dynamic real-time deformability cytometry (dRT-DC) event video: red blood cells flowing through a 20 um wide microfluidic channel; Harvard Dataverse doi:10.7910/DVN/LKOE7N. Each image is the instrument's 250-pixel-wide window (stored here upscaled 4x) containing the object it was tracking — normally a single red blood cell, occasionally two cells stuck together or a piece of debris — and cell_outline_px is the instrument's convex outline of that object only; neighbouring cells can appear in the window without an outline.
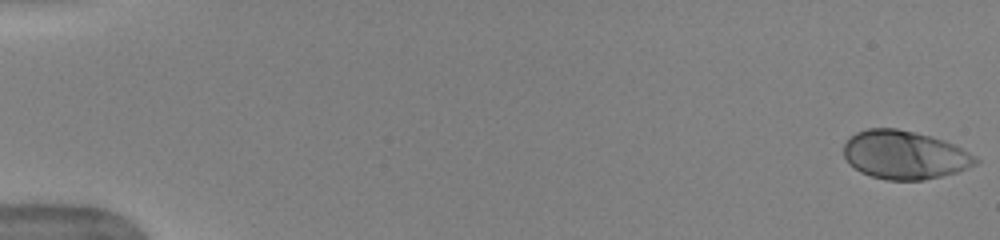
{"species": "human", "species_latin": "Homo sapiens", "temperature_condition": "warm", "stored_images_in_passage": 52, "camera_frame_rate_fps": 3000, "um_per_image_px": 0.085, "donor": {"sex": "female"}, "frame": {"image": 1, "passage_image": 1, "time_ms": 0.0, "image_size_px": [1000, 240], "cell_outline_px": [[980, 160], [976, 164], [968, 168], [956, 172], [924, 180], [888, 180], [872, 176], [860, 172], [848, 164], [844, 156], [844, 144], [856, 132], [868, 128], [896, 128], [944, 140], [976, 156]], "centroid_in_image_um": [76.87, 13.18], "position_along_channel_um": 8.1, "area_um2": 36.99}}
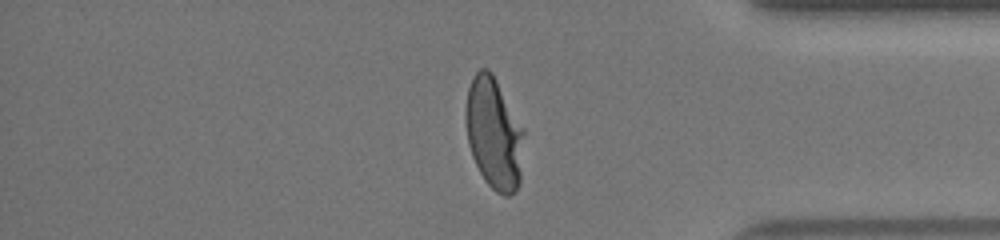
{"frame": {"image": 2, "passage_image": 44, "time_ms": 14.333, "image_size_px": [1000, 240], "cell_outline_px": [[524, 132], [520, 184], [516, 192], [508, 196], [504, 196], [496, 192], [484, 180], [472, 156], [468, 144], [464, 116], [468, 88], [472, 76], [480, 68], [488, 68], [492, 72], [524, 128]], "centroid_in_image_um": [41.98, 11.34], "position_along_channel_um": 393.2, "area_um2": 38.32}}
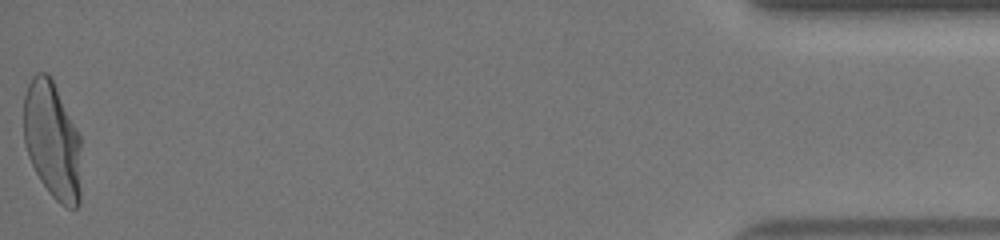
{"frame": {"image": 3, "passage_image": 52, "time_ms": 17.0, "image_size_px": [1000, 240], "cell_outline_px": [[80, 204], [76, 208], [68, 208], [60, 204], [48, 192], [40, 180], [28, 156], [24, 144], [24, 96], [28, 84], [32, 76], [36, 72], [48, 72], [80, 136]], "centroid_in_image_um": [4.44, 11.96], "position_along_channel_um": 430.8, "area_um2": 39.36}, "authors_computed_cell_mechanics": {"area_um2": 36.6163, "velocity_mm_per_s": 3.9548, "shape_relaxation_time_tau1_ms": 3.4723, "shape_relaxation_time_tau2_ms": null, "deformation_change_tau1": 0.2127, "deformation_change_tau2": null}}